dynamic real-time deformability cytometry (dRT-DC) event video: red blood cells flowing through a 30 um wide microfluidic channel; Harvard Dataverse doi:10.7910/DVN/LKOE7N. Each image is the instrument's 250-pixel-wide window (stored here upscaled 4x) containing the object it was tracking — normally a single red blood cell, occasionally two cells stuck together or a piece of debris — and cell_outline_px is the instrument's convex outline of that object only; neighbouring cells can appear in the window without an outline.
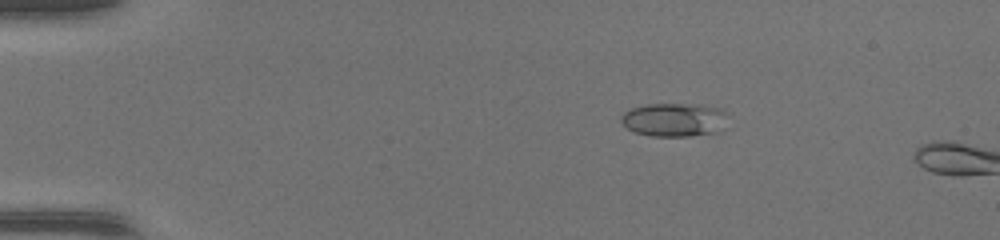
{"species": "common noctule bat (a hibernating species)", "species_latin": "Nyctalus noctula", "temperature_condition": "warm", "stored_images_in_passage": 6, "camera_frame_rate_fps": 3000, "um_per_image_px": 0.085, "animal": {"sex": "female", "body_mass_g": 17.0, "forearm_length_mm": 48.0}, "frame": {"image": 1, "passage_image": 4, "time_ms": 1.0, "image_size_px": [1000, 240], "cell_outline_px": [[728, 112], [720, 132], [688, 136], [652, 136], [636, 132], [628, 128], [620, 120], [620, 116], [624, 112], [632, 108], [648, 104], [704, 104], [724, 108]], "centroid_in_image_um": [57.36, 10.16], "position_along_channel_um": 27.6, "area_um2": 21.1}}